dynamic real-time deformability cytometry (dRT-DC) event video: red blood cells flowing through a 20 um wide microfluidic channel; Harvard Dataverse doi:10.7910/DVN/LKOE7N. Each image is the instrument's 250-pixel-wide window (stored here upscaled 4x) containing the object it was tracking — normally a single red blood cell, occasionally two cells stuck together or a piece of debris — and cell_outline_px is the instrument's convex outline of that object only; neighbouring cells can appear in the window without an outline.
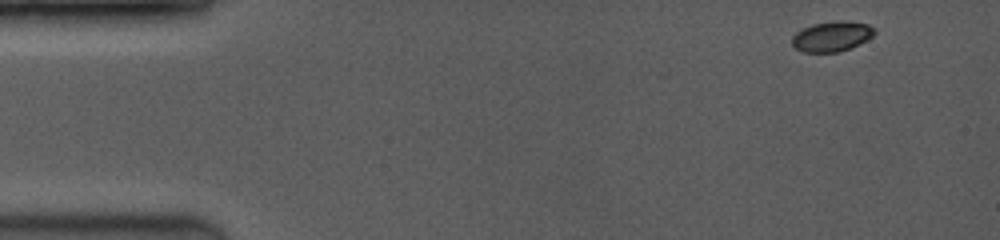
{"species": "common noctule bat (a hibernating species)", "species_latin": "Nyctalus noctula", "temperature_condition": "room temperature", "stored_images_in_passage": 35, "camera_frame_rate_fps": 3500, "um_per_image_px": 0.085, "animal": {"sex": "female", "body_mass_g": 19.0, "forearm_length_mm": 53.3}, "frame": {"image": 1, "passage_image": 1, "time_ms": 0.0, "image_size_px": [1000, 240], "cell_outline_px": [[876, 32], [872, 36], [840, 52], [804, 52], [796, 48], [792, 44], [792, 36], [796, 32], [812, 24], [836, 20], [848, 20], [868, 24]], "centroid_in_image_um": [70.68, 3.07], "position_along_channel_um": 14.3, "area_um2": 14.33}}
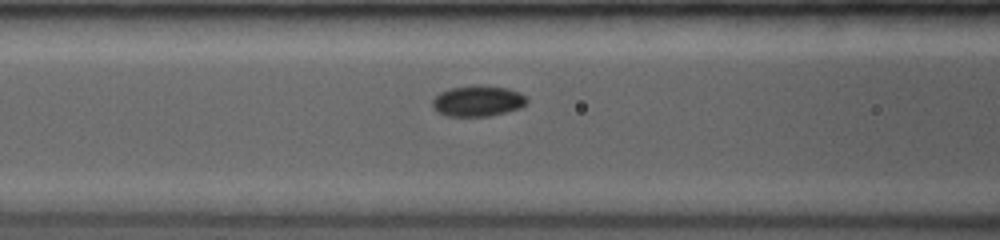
{"frame": {"image": 2, "passage_image": 14, "time_ms": 5.429, "image_size_px": [1000, 240], "cell_outline_px": [[528, 100], [520, 108], [488, 116], [448, 116], [436, 112], [432, 108], [432, 100], [440, 92], [452, 88], [508, 88], [520, 92]], "centroid_in_image_um": [40.57, 8.64], "position_along_channel_um": 126.0, "area_um2": 16.18}}
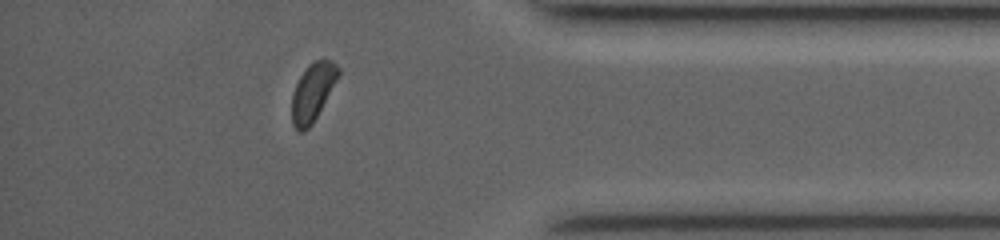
{"frame": {"image": 3, "passage_image": 31, "time_ms": 12.571, "image_size_px": [1000, 240], "cell_outline_px": [[340, 72], [336, 80], [312, 124], [304, 132], [296, 132], [292, 124], [292, 92], [300, 76], [308, 64], [324, 56], [332, 60], [340, 68]], "centroid_in_image_um": [26.56, 7.8], "position_along_channel_um": 408.6, "area_um2": 15.72}, "authors_computed_cell_mechanics": {"area_um2": 16.1262, "velocity_mm_per_s": 4.1438, "shape_relaxation_time_tau1_ms": 2.0953, "shape_relaxation_time_tau2_ms": null, "deformation_change_tau1": 0.0785, "deformation_change_tau2": null}}